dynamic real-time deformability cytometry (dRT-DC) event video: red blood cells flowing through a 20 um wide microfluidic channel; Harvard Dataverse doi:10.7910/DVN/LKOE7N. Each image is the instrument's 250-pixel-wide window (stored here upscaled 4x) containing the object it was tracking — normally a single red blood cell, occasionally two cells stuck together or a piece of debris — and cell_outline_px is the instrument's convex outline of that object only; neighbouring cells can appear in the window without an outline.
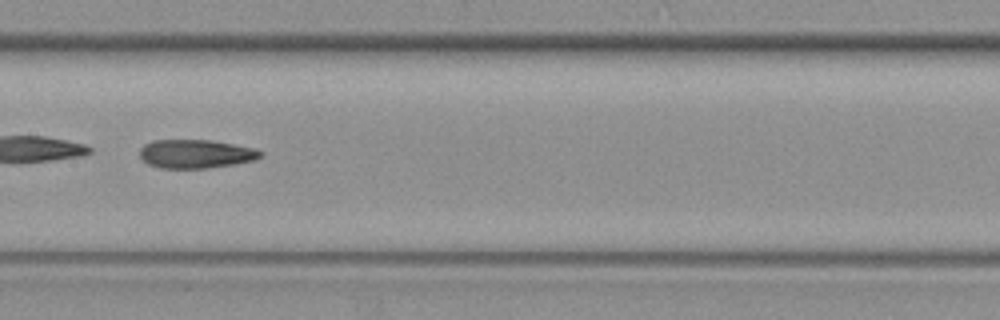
{"species": "common noctule bat (a hibernating species)", "species_latin": "Nyctalus noctula", "temperature_condition": "warm", "stored_images_in_passage": 59, "camera_frame_rate_fps": 3000, "um_per_image_px": 0.085, "animal": {"sex": "female", "body_mass_g": 19.3, "forearm_length_mm": 54.1}, "frame": {"image": 1, "passage_image": 30, "time_ms": 9.667, "image_size_px": [1000, 320], "cell_outline_px": [[264, 152], [256, 160], [236, 164], [204, 168], [160, 168], [148, 164], [140, 156], [140, 148], [144, 144], [152, 140], [212, 140], [256, 148]], "centroid_in_image_um": [16.66, 13.07], "position_along_channel_um": 190.7, "area_um2": 20.29}}